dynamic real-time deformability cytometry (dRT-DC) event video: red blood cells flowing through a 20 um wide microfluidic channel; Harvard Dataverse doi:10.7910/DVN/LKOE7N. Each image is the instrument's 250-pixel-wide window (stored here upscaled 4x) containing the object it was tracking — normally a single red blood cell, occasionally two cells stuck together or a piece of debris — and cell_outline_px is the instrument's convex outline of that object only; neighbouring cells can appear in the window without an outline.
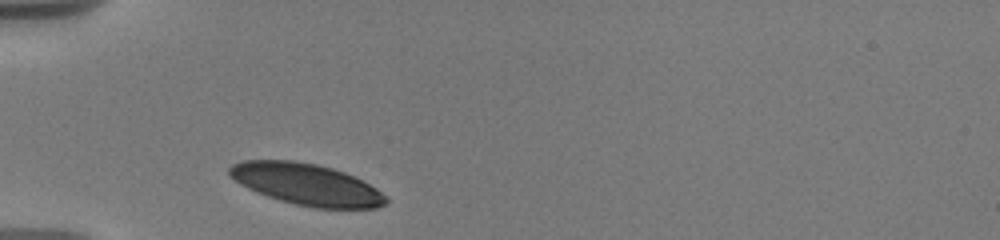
{"species": "human", "species_latin": "Homo sapiens", "temperature_condition": "warm", "stored_images_in_passage": 2, "camera_frame_rate_fps": 3000, "um_per_image_px": 0.085, "donor": {"sex": "male"}, "frame": {"image": 1, "passage_image": 1, "time_ms": 0.0, "image_size_px": [1000, 240], "cell_outline_px": [[388, 204], [380, 208], [316, 208], [296, 204], [280, 200], [256, 192], [240, 184], [228, 172], [228, 168], [232, 164], [244, 160], [292, 160], [316, 164], [332, 168], [344, 172], [376, 188], [388, 200]], "centroid_in_image_um": [26.06, 15.67], "position_along_channel_um": 58.9, "area_um2": 37.57}}